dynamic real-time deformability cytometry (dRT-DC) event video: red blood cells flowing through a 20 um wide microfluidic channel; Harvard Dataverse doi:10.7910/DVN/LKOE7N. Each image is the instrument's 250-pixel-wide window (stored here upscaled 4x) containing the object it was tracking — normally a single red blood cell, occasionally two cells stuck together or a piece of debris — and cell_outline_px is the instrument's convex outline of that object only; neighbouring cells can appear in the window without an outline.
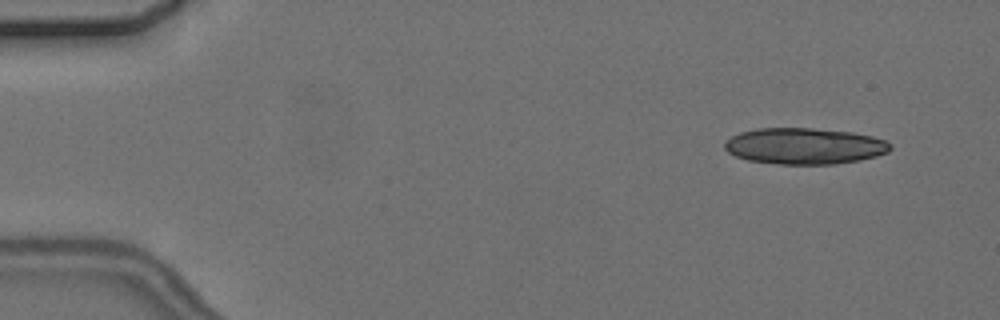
{"species": "common noctule bat (a hibernating species)", "species_latin": "Nyctalus noctula", "temperature_condition": "cold", "stored_images_in_passage": 3, "camera_frame_rate_fps": 3000, "um_per_image_px": 0.085, "animal": {"sex": "female", "body_mass_g": 24.6, "forearm_length_mm": 56.2}, "frame": {"image": 1, "passage_image": 1, "time_ms": 0.0, "image_size_px": [1000, 320], "cell_outline_px": [[892, 148], [888, 152], [876, 156], [860, 160], [832, 164], [780, 164], [748, 160], [736, 156], [728, 152], [724, 148], [724, 144], [732, 136], [740, 132], [756, 128], [812, 128], [852, 132], [872, 136], [884, 140], [892, 144]], "centroid_in_image_um": [68.39, 12.41], "position_along_channel_um": 16.6, "area_um2": 34.97}}